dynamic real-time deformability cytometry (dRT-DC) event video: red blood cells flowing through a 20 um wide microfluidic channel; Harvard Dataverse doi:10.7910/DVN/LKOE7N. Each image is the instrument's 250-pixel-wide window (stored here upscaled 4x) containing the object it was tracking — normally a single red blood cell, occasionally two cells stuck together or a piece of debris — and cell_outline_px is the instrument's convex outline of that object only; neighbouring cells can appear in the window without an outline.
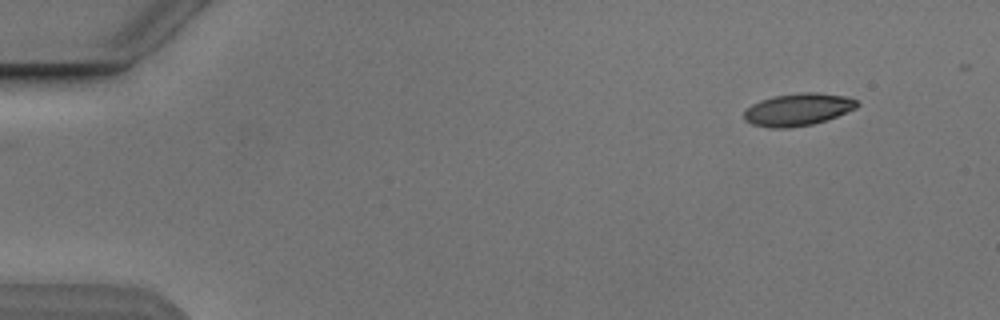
{"species": "Egyptian fruit bat (a non-hibernating species)", "species_latin": "Rousettus aegyptiacus", "temperature_condition": "cold", "stored_images_in_passage": 4, "segment_of_instrument_passage": [2, 2], "camera_frame_rate_fps": 3000, "um_per_image_px": 0.085, "animal": {"sex": "male"}, "frame": {"image": 1, "passage_image": 4, "time_ms": 4.333, "image_size_px": [1000, 320], "cell_outline_px": [[860, 104], [856, 108], [836, 116], [812, 124], [788, 128], [768, 128], [752, 124], [744, 120], [744, 112], [752, 104], [760, 100], [772, 96], [800, 92], [816, 92], [848, 96], [856, 100]], "centroid_in_image_um": [67.81, 9.3], "position_along_channel_um": 17.2, "area_um2": 21.39}}